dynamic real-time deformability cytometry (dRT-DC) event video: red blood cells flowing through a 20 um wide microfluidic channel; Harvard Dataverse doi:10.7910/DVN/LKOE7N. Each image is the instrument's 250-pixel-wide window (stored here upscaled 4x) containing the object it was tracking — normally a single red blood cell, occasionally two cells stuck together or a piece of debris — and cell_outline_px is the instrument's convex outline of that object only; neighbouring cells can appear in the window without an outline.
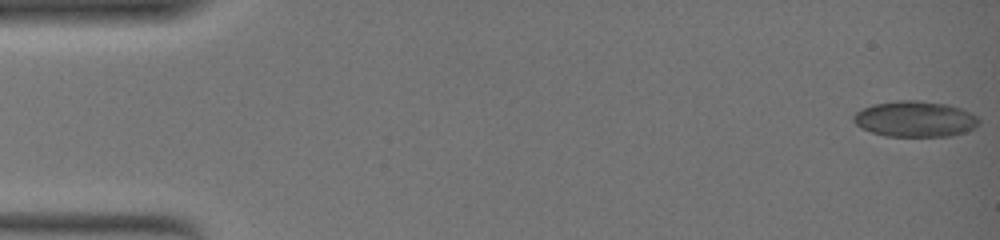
{"species": "common noctule bat (a hibernating species)", "species_latin": "Nyctalus noctula", "temperature_condition": "warm", "stored_images_in_passage": 58, "camera_frame_rate_fps": 3000, "um_per_image_px": 0.085, "animal": {"sex": "female", "body_mass_g": 19.0, "forearm_length_mm": 51.5}, "frame": {"image": 1, "passage_image": 1, "time_ms": 0.0, "image_size_px": [1000, 240], "cell_outline_px": [[980, 124], [964, 132], [952, 136], [884, 136], [872, 132], [856, 124], [852, 120], [852, 116], [856, 112], [872, 104], [896, 100], [916, 100], [948, 104], [960, 108], [976, 116], [980, 120]], "centroid_in_image_um": [77.77, 10.11], "position_along_channel_um": 7.2, "area_um2": 26.13}}
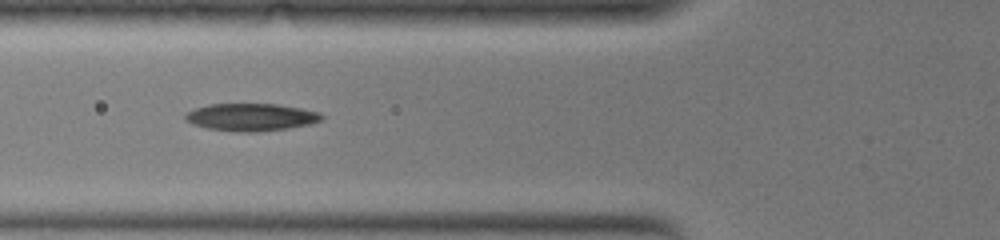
{"frame": {"image": 2, "passage_image": 35, "time_ms": 9.333, "image_size_px": [1000, 240], "cell_outline_px": [[324, 120], [312, 124], [288, 128], [256, 132], [236, 132], [208, 128], [192, 124], [184, 120], [184, 116], [188, 112], [196, 108], [208, 104], [276, 104], [300, 108], [320, 112], [324, 116]], "centroid_in_image_um": [21.37, 9.96], "position_along_channel_um": 104.4, "area_um2": 21.96}}
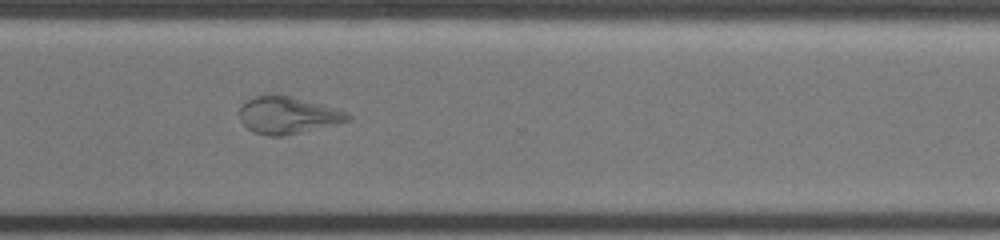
{"frame": {"image": 3, "passage_image": 57, "time_ms": 18.333, "image_size_px": [1000, 240], "cell_outline_px": [[352, 120], [284, 136], [268, 136], [252, 132], [240, 120], [240, 108], [248, 100], [256, 96], [268, 92], [288, 96], [320, 104], [344, 112], [352, 116]], "centroid_in_image_um": [24.41, 9.79], "position_along_channel_um": 346.2, "area_um2": 23.18}}